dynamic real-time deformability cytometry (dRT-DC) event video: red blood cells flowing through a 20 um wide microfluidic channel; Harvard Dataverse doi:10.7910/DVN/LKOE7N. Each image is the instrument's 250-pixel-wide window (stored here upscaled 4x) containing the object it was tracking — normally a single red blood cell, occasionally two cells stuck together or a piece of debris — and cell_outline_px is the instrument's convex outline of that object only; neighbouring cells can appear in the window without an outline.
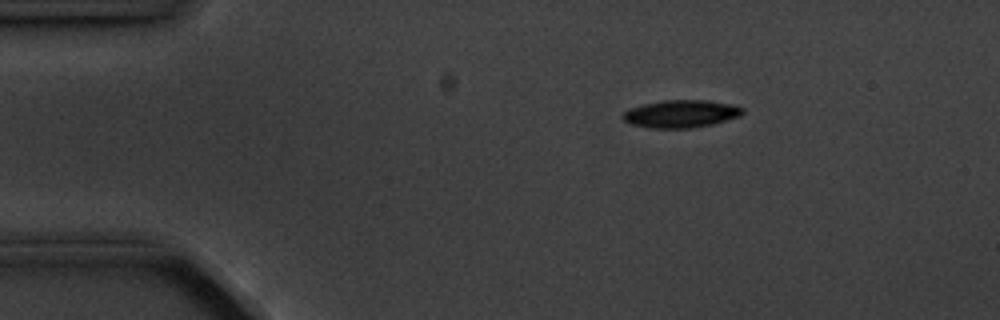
{"species": "common noctule bat (a hibernating species)", "species_latin": "Nyctalus noctula", "temperature_condition": "cold", "stored_images_in_passage": 3, "camera_frame_rate_fps": 3000, "um_per_image_px": 0.085, "animal": {"sex": "male", "body_mass_g": 20.1, "forearm_length_mm": 53.5}, "frame": {"image": 1, "passage_image": 1, "time_ms": 0.0, "image_size_px": [1000, 320], "cell_outline_px": [[744, 112], [740, 116], [712, 124], [692, 128], [652, 128], [632, 124], [624, 120], [620, 116], [628, 108], [644, 104], [664, 100], [704, 100], [728, 104], [744, 108]], "centroid_in_image_um": [57.85, 9.67], "position_along_channel_um": 27.1, "area_um2": 19.13}}
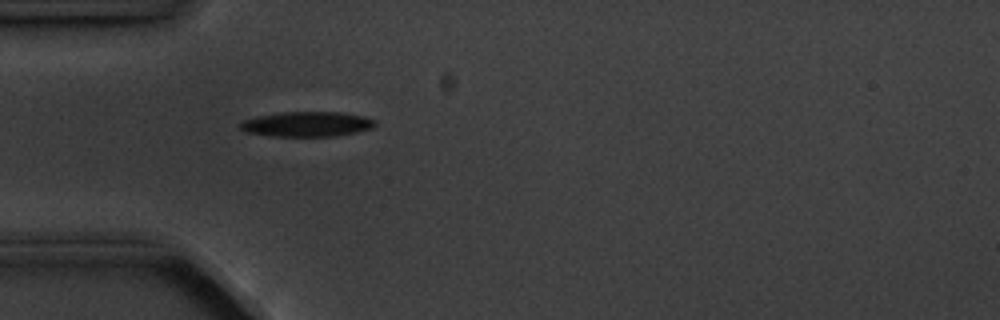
{"frame": {"image": 2, "passage_image": 3, "time_ms": 2.333, "image_size_px": [1000, 320], "cell_outline_px": [[376, 124], [372, 128], [356, 132], [336, 136], [272, 136], [248, 132], [240, 128], [240, 124], [244, 120], [260, 116], [280, 112], [340, 112], [364, 116], [376, 120]], "centroid_in_image_um": [26.14, 10.55], "position_along_channel_um": 58.9, "area_um2": 19.48}}